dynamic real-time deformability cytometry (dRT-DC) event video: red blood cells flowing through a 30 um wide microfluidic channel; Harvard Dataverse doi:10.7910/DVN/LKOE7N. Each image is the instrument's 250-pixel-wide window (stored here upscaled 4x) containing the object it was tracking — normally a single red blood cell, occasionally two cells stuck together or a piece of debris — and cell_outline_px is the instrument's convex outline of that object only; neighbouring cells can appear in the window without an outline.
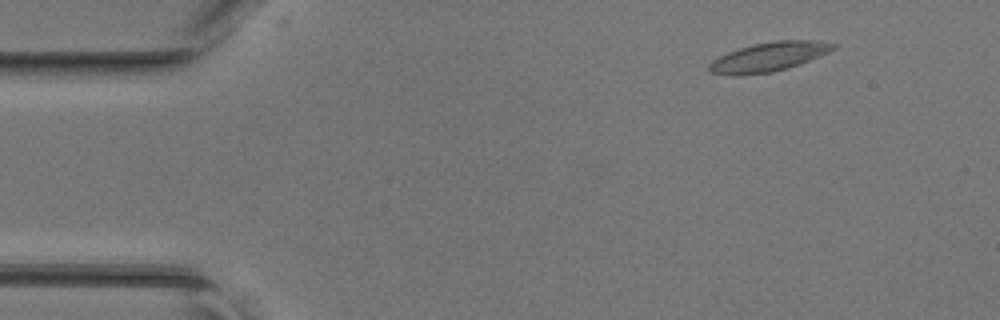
{"species": "common noctule bat (a hibernating species)", "species_latin": "Nyctalus noctula", "temperature_condition": "room temperature", "stored_images_in_passage": 46, "camera_frame_rate_fps": 3000, "um_per_image_px": 0.085, "animal": {"sex": "female", "body_mass_g": 17.0, "forearm_length_mm": 48.0}, "frame": {"image": 1, "passage_image": 5, "time_ms": 1.333, "image_size_px": [1000, 320], "cell_outline_px": [[840, 44], [836, 48], [820, 56], [800, 64], [788, 68], [772, 72], [740, 76], [732, 76], [712, 72], [708, 68], [708, 64], [712, 60], [728, 52], [752, 44], [776, 40], [812, 40]], "centroid_in_image_um": [65.36, 4.83], "position_along_channel_um": 19.6, "area_um2": 21.27}}
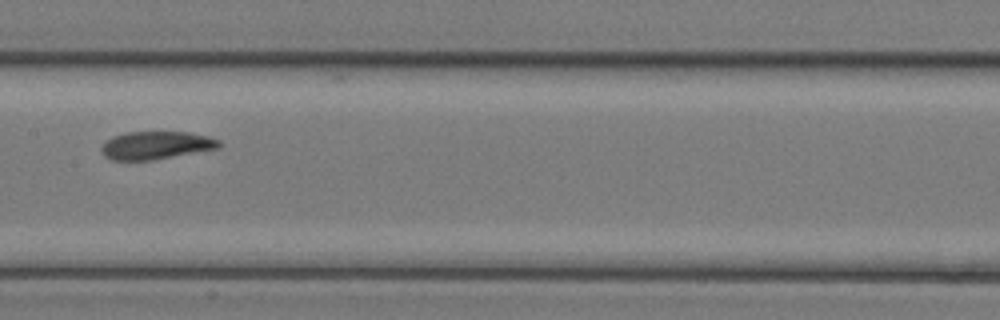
{"frame": {"image": 2, "passage_image": 23, "time_ms": 7.333, "image_size_px": [1000, 320], "cell_outline_px": [[220, 148], [152, 160], [112, 160], [104, 156], [100, 148], [112, 136], [124, 132], [188, 132], [208, 136], [220, 140]], "centroid_in_image_um": [13.27, 12.35], "position_along_channel_um": 194.1, "area_um2": 19.13}}
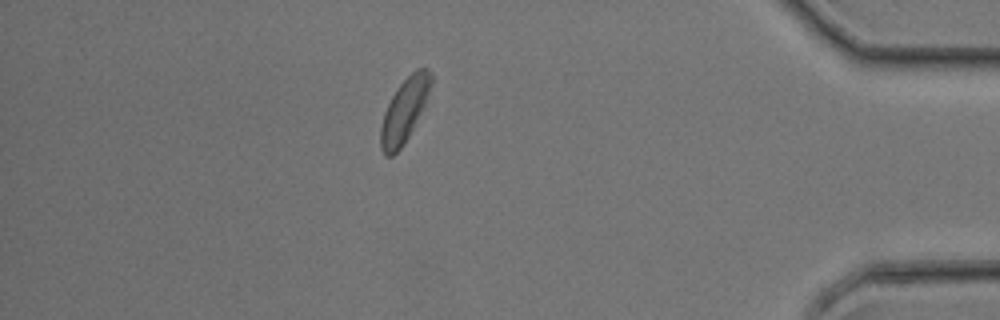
{"frame": {"image": 3, "passage_image": 40, "time_ms": 13.0, "image_size_px": [1000, 320], "cell_outline_px": [[432, 80], [424, 104], [404, 144], [392, 156], [384, 156], [380, 148], [380, 128], [384, 112], [396, 88], [416, 68], [428, 68], [432, 72]], "centroid_in_image_um": [34.34, 9.38], "position_along_channel_um": 400.9, "area_um2": 18.32}}